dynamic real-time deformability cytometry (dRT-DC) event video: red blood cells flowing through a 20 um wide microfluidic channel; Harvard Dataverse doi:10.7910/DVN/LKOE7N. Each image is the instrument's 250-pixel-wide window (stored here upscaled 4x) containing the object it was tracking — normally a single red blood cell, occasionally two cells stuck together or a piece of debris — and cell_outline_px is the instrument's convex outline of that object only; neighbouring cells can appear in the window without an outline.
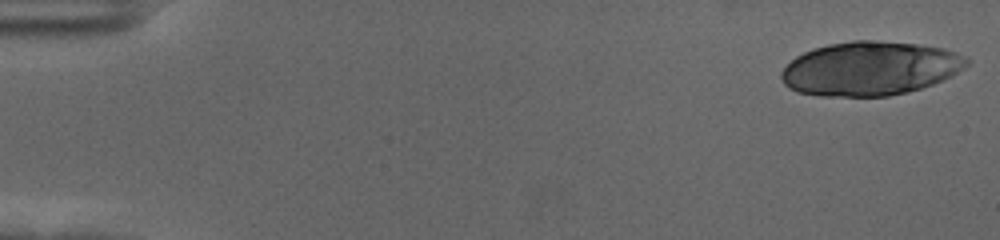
{"species": "human", "species_latin": "Homo sapiens", "temperature_condition": "cold", "stored_images_in_passage": 24, "camera_frame_rate_fps": 3000, "um_per_image_px": 0.085, "donor": {"sex": "female"}, "frame": {"image": 1, "passage_image": 1, "time_ms": 0.0, "image_size_px": [1000, 240], "cell_outline_px": [[968, 64], [964, 68], [952, 76], [932, 84], [908, 92], [888, 96], [820, 96], [796, 92], [788, 88], [784, 84], [780, 76], [780, 72], [796, 56], [812, 48], [828, 44], [852, 40], [868, 40], [916, 44], [944, 48], [968, 56]], "centroid_in_image_um": [73.94, 5.82], "position_along_channel_um": 11.1, "area_um2": 58.49}}